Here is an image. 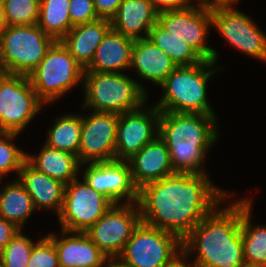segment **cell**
<instances>
[{
  "label": "cell",
  "mask_w": 266,
  "mask_h": 267,
  "mask_svg": "<svg viewBox=\"0 0 266 267\" xmlns=\"http://www.w3.org/2000/svg\"><path fill=\"white\" fill-rule=\"evenodd\" d=\"M160 114L154 104L145 102L134 111L118 115L115 160L127 161L158 136Z\"/></svg>",
  "instance_id": "obj_14"
},
{
  "label": "cell",
  "mask_w": 266,
  "mask_h": 267,
  "mask_svg": "<svg viewBox=\"0 0 266 267\" xmlns=\"http://www.w3.org/2000/svg\"><path fill=\"white\" fill-rule=\"evenodd\" d=\"M143 83L125 73L84 72L81 109L116 114L134 111L149 99Z\"/></svg>",
  "instance_id": "obj_5"
},
{
  "label": "cell",
  "mask_w": 266,
  "mask_h": 267,
  "mask_svg": "<svg viewBox=\"0 0 266 267\" xmlns=\"http://www.w3.org/2000/svg\"><path fill=\"white\" fill-rule=\"evenodd\" d=\"M218 122L214 115L161 111L158 135L169 150L175 173H209L206 155L220 138Z\"/></svg>",
  "instance_id": "obj_3"
},
{
  "label": "cell",
  "mask_w": 266,
  "mask_h": 267,
  "mask_svg": "<svg viewBox=\"0 0 266 267\" xmlns=\"http://www.w3.org/2000/svg\"><path fill=\"white\" fill-rule=\"evenodd\" d=\"M55 41L37 24L7 26L0 37V62L7 74L28 76Z\"/></svg>",
  "instance_id": "obj_7"
},
{
  "label": "cell",
  "mask_w": 266,
  "mask_h": 267,
  "mask_svg": "<svg viewBox=\"0 0 266 267\" xmlns=\"http://www.w3.org/2000/svg\"><path fill=\"white\" fill-rule=\"evenodd\" d=\"M110 28V20L99 18L89 23L75 25L60 41L76 61L86 69Z\"/></svg>",
  "instance_id": "obj_23"
},
{
  "label": "cell",
  "mask_w": 266,
  "mask_h": 267,
  "mask_svg": "<svg viewBox=\"0 0 266 267\" xmlns=\"http://www.w3.org/2000/svg\"><path fill=\"white\" fill-rule=\"evenodd\" d=\"M158 14L150 0H122L110 20L111 28L134 40L146 38L158 20Z\"/></svg>",
  "instance_id": "obj_22"
},
{
  "label": "cell",
  "mask_w": 266,
  "mask_h": 267,
  "mask_svg": "<svg viewBox=\"0 0 266 267\" xmlns=\"http://www.w3.org/2000/svg\"><path fill=\"white\" fill-rule=\"evenodd\" d=\"M134 39L110 28L84 72L124 73L130 71Z\"/></svg>",
  "instance_id": "obj_21"
},
{
  "label": "cell",
  "mask_w": 266,
  "mask_h": 267,
  "mask_svg": "<svg viewBox=\"0 0 266 267\" xmlns=\"http://www.w3.org/2000/svg\"><path fill=\"white\" fill-rule=\"evenodd\" d=\"M5 3V0H0V6H3Z\"/></svg>",
  "instance_id": "obj_45"
},
{
  "label": "cell",
  "mask_w": 266,
  "mask_h": 267,
  "mask_svg": "<svg viewBox=\"0 0 266 267\" xmlns=\"http://www.w3.org/2000/svg\"><path fill=\"white\" fill-rule=\"evenodd\" d=\"M223 70L225 67L211 60L192 66H177L159 86L163 94L154 105L165 112L216 116L207 96L208 82Z\"/></svg>",
  "instance_id": "obj_4"
},
{
  "label": "cell",
  "mask_w": 266,
  "mask_h": 267,
  "mask_svg": "<svg viewBox=\"0 0 266 267\" xmlns=\"http://www.w3.org/2000/svg\"><path fill=\"white\" fill-rule=\"evenodd\" d=\"M192 262H191V260ZM164 267H199L193 259L183 250L178 251Z\"/></svg>",
  "instance_id": "obj_38"
},
{
  "label": "cell",
  "mask_w": 266,
  "mask_h": 267,
  "mask_svg": "<svg viewBox=\"0 0 266 267\" xmlns=\"http://www.w3.org/2000/svg\"><path fill=\"white\" fill-rule=\"evenodd\" d=\"M133 184L141 186L173 175L170 153L159 135L127 160Z\"/></svg>",
  "instance_id": "obj_18"
},
{
  "label": "cell",
  "mask_w": 266,
  "mask_h": 267,
  "mask_svg": "<svg viewBox=\"0 0 266 267\" xmlns=\"http://www.w3.org/2000/svg\"><path fill=\"white\" fill-rule=\"evenodd\" d=\"M176 67L171 58L147 37L134 41L130 70H135L137 78L159 87Z\"/></svg>",
  "instance_id": "obj_20"
},
{
  "label": "cell",
  "mask_w": 266,
  "mask_h": 267,
  "mask_svg": "<svg viewBox=\"0 0 266 267\" xmlns=\"http://www.w3.org/2000/svg\"><path fill=\"white\" fill-rule=\"evenodd\" d=\"M252 196L241 197V235L244 261L266 267V225H254Z\"/></svg>",
  "instance_id": "obj_25"
},
{
  "label": "cell",
  "mask_w": 266,
  "mask_h": 267,
  "mask_svg": "<svg viewBox=\"0 0 266 267\" xmlns=\"http://www.w3.org/2000/svg\"><path fill=\"white\" fill-rule=\"evenodd\" d=\"M20 230L15 224L0 216V253Z\"/></svg>",
  "instance_id": "obj_36"
},
{
  "label": "cell",
  "mask_w": 266,
  "mask_h": 267,
  "mask_svg": "<svg viewBox=\"0 0 266 267\" xmlns=\"http://www.w3.org/2000/svg\"><path fill=\"white\" fill-rule=\"evenodd\" d=\"M191 5L203 6V0H187ZM194 2V3H193Z\"/></svg>",
  "instance_id": "obj_44"
},
{
  "label": "cell",
  "mask_w": 266,
  "mask_h": 267,
  "mask_svg": "<svg viewBox=\"0 0 266 267\" xmlns=\"http://www.w3.org/2000/svg\"><path fill=\"white\" fill-rule=\"evenodd\" d=\"M80 170V177L113 204L137 203L138 188L133 184L127 161L111 160L82 164Z\"/></svg>",
  "instance_id": "obj_16"
},
{
  "label": "cell",
  "mask_w": 266,
  "mask_h": 267,
  "mask_svg": "<svg viewBox=\"0 0 266 267\" xmlns=\"http://www.w3.org/2000/svg\"><path fill=\"white\" fill-rule=\"evenodd\" d=\"M20 230L0 253L2 267H28L34 244L37 242Z\"/></svg>",
  "instance_id": "obj_31"
},
{
  "label": "cell",
  "mask_w": 266,
  "mask_h": 267,
  "mask_svg": "<svg viewBox=\"0 0 266 267\" xmlns=\"http://www.w3.org/2000/svg\"><path fill=\"white\" fill-rule=\"evenodd\" d=\"M44 105L27 75L6 74L0 81V132L22 135Z\"/></svg>",
  "instance_id": "obj_9"
},
{
  "label": "cell",
  "mask_w": 266,
  "mask_h": 267,
  "mask_svg": "<svg viewBox=\"0 0 266 267\" xmlns=\"http://www.w3.org/2000/svg\"><path fill=\"white\" fill-rule=\"evenodd\" d=\"M241 0H203V6L214 7V6H226V5H237Z\"/></svg>",
  "instance_id": "obj_39"
},
{
  "label": "cell",
  "mask_w": 266,
  "mask_h": 267,
  "mask_svg": "<svg viewBox=\"0 0 266 267\" xmlns=\"http://www.w3.org/2000/svg\"><path fill=\"white\" fill-rule=\"evenodd\" d=\"M147 38L165 52L177 66H192L204 61L193 48L181 39L171 36L157 22L150 29Z\"/></svg>",
  "instance_id": "obj_29"
},
{
  "label": "cell",
  "mask_w": 266,
  "mask_h": 267,
  "mask_svg": "<svg viewBox=\"0 0 266 267\" xmlns=\"http://www.w3.org/2000/svg\"><path fill=\"white\" fill-rule=\"evenodd\" d=\"M28 267H60L54 243L47 235L34 244Z\"/></svg>",
  "instance_id": "obj_33"
},
{
  "label": "cell",
  "mask_w": 266,
  "mask_h": 267,
  "mask_svg": "<svg viewBox=\"0 0 266 267\" xmlns=\"http://www.w3.org/2000/svg\"><path fill=\"white\" fill-rule=\"evenodd\" d=\"M181 249L177 235L141 221L119 258L129 267H164Z\"/></svg>",
  "instance_id": "obj_10"
},
{
  "label": "cell",
  "mask_w": 266,
  "mask_h": 267,
  "mask_svg": "<svg viewBox=\"0 0 266 267\" xmlns=\"http://www.w3.org/2000/svg\"><path fill=\"white\" fill-rule=\"evenodd\" d=\"M118 115L95 111L82 114V131L78 154L81 165L115 160Z\"/></svg>",
  "instance_id": "obj_15"
},
{
  "label": "cell",
  "mask_w": 266,
  "mask_h": 267,
  "mask_svg": "<svg viewBox=\"0 0 266 267\" xmlns=\"http://www.w3.org/2000/svg\"><path fill=\"white\" fill-rule=\"evenodd\" d=\"M31 196L36 210L52 211L59 215L65 184L38 171L27 160L16 177Z\"/></svg>",
  "instance_id": "obj_19"
},
{
  "label": "cell",
  "mask_w": 266,
  "mask_h": 267,
  "mask_svg": "<svg viewBox=\"0 0 266 267\" xmlns=\"http://www.w3.org/2000/svg\"><path fill=\"white\" fill-rule=\"evenodd\" d=\"M26 160L38 171L67 185L80 175L78 156L43 143L38 153H27Z\"/></svg>",
  "instance_id": "obj_24"
},
{
  "label": "cell",
  "mask_w": 266,
  "mask_h": 267,
  "mask_svg": "<svg viewBox=\"0 0 266 267\" xmlns=\"http://www.w3.org/2000/svg\"><path fill=\"white\" fill-rule=\"evenodd\" d=\"M7 26L37 24L40 0H5L3 5Z\"/></svg>",
  "instance_id": "obj_32"
},
{
  "label": "cell",
  "mask_w": 266,
  "mask_h": 267,
  "mask_svg": "<svg viewBox=\"0 0 266 267\" xmlns=\"http://www.w3.org/2000/svg\"><path fill=\"white\" fill-rule=\"evenodd\" d=\"M237 5L211 7L212 27L217 34L245 56L266 63V33Z\"/></svg>",
  "instance_id": "obj_8"
},
{
  "label": "cell",
  "mask_w": 266,
  "mask_h": 267,
  "mask_svg": "<svg viewBox=\"0 0 266 267\" xmlns=\"http://www.w3.org/2000/svg\"><path fill=\"white\" fill-rule=\"evenodd\" d=\"M60 231L46 234L54 243L60 267H101L108 258L85 232Z\"/></svg>",
  "instance_id": "obj_17"
},
{
  "label": "cell",
  "mask_w": 266,
  "mask_h": 267,
  "mask_svg": "<svg viewBox=\"0 0 266 267\" xmlns=\"http://www.w3.org/2000/svg\"><path fill=\"white\" fill-rule=\"evenodd\" d=\"M47 130L44 144L47 146L67 151L76 156L79 154L81 131H82V114L67 113L58 115Z\"/></svg>",
  "instance_id": "obj_27"
},
{
  "label": "cell",
  "mask_w": 266,
  "mask_h": 267,
  "mask_svg": "<svg viewBox=\"0 0 266 267\" xmlns=\"http://www.w3.org/2000/svg\"><path fill=\"white\" fill-rule=\"evenodd\" d=\"M112 205L105 195L90 187L79 176L65 185L57 222L62 230L86 232Z\"/></svg>",
  "instance_id": "obj_11"
},
{
  "label": "cell",
  "mask_w": 266,
  "mask_h": 267,
  "mask_svg": "<svg viewBox=\"0 0 266 267\" xmlns=\"http://www.w3.org/2000/svg\"><path fill=\"white\" fill-rule=\"evenodd\" d=\"M18 136L19 133L0 132V180H4L10 173L18 176L26 161V151L15 143Z\"/></svg>",
  "instance_id": "obj_30"
},
{
  "label": "cell",
  "mask_w": 266,
  "mask_h": 267,
  "mask_svg": "<svg viewBox=\"0 0 266 267\" xmlns=\"http://www.w3.org/2000/svg\"><path fill=\"white\" fill-rule=\"evenodd\" d=\"M140 222L137 203H117L85 233L106 257H119Z\"/></svg>",
  "instance_id": "obj_13"
},
{
  "label": "cell",
  "mask_w": 266,
  "mask_h": 267,
  "mask_svg": "<svg viewBox=\"0 0 266 267\" xmlns=\"http://www.w3.org/2000/svg\"><path fill=\"white\" fill-rule=\"evenodd\" d=\"M69 8L70 20L74 26L99 19L93 0H69Z\"/></svg>",
  "instance_id": "obj_34"
},
{
  "label": "cell",
  "mask_w": 266,
  "mask_h": 267,
  "mask_svg": "<svg viewBox=\"0 0 266 267\" xmlns=\"http://www.w3.org/2000/svg\"><path fill=\"white\" fill-rule=\"evenodd\" d=\"M84 71L62 42L55 41L28 77L37 97L46 106L58 102L80 84L83 88Z\"/></svg>",
  "instance_id": "obj_6"
},
{
  "label": "cell",
  "mask_w": 266,
  "mask_h": 267,
  "mask_svg": "<svg viewBox=\"0 0 266 267\" xmlns=\"http://www.w3.org/2000/svg\"><path fill=\"white\" fill-rule=\"evenodd\" d=\"M160 13L163 11L183 10L191 6L187 0H150Z\"/></svg>",
  "instance_id": "obj_37"
},
{
  "label": "cell",
  "mask_w": 266,
  "mask_h": 267,
  "mask_svg": "<svg viewBox=\"0 0 266 267\" xmlns=\"http://www.w3.org/2000/svg\"><path fill=\"white\" fill-rule=\"evenodd\" d=\"M6 28H7V24L5 21L3 6H0V37L3 34V32L6 30Z\"/></svg>",
  "instance_id": "obj_41"
},
{
  "label": "cell",
  "mask_w": 266,
  "mask_h": 267,
  "mask_svg": "<svg viewBox=\"0 0 266 267\" xmlns=\"http://www.w3.org/2000/svg\"><path fill=\"white\" fill-rule=\"evenodd\" d=\"M236 267H260V266L254 265L247 261H243L241 264L237 265Z\"/></svg>",
  "instance_id": "obj_42"
},
{
  "label": "cell",
  "mask_w": 266,
  "mask_h": 267,
  "mask_svg": "<svg viewBox=\"0 0 266 267\" xmlns=\"http://www.w3.org/2000/svg\"><path fill=\"white\" fill-rule=\"evenodd\" d=\"M69 10V0H40L37 25L56 41H60L74 27Z\"/></svg>",
  "instance_id": "obj_28"
},
{
  "label": "cell",
  "mask_w": 266,
  "mask_h": 267,
  "mask_svg": "<svg viewBox=\"0 0 266 267\" xmlns=\"http://www.w3.org/2000/svg\"><path fill=\"white\" fill-rule=\"evenodd\" d=\"M36 211L33 200L17 178L0 187V216L23 230ZM25 225V226H24Z\"/></svg>",
  "instance_id": "obj_26"
},
{
  "label": "cell",
  "mask_w": 266,
  "mask_h": 267,
  "mask_svg": "<svg viewBox=\"0 0 266 267\" xmlns=\"http://www.w3.org/2000/svg\"><path fill=\"white\" fill-rule=\"evenodd\" d=\"M208 174L174 173L141 186V221L183 240L232 193L215 185Z\"/></svg>",
  "instance_id": "obj_1"
},
{
  "label": "cell",
  "mask_w": 266,
  "mask_h": 267,
  "mask_svg": "<svg viewBox=\"0 0 266 267\" xmlns=\"http://www.w3.org/2000/svg\"><path fill=\"white\" fill-rule=\"evenodd\" d=\"M7 74L3 64L0 62V81L4 78V76Z\"/></svg>",
  "instance_id": "obj_43"
},
{
  "label": "cell",
  "mask_w": 266,
  "mask_h": 267,
  "mask_svg": "<svg viewBox=\"0 0 266 267\" xmlns=\"http://www.w3.org/2000/svg\"><path fill=\"white\" fill-rule=\"evenodd\" d=\"M98 18L111 20L122 0H93Z\"/></svg>",
  "instance_id": "obj_35"
},
{
  "label": "cell",
  "mask_w": 266,
  "mask_h": 267,
  "mask_svg": "<svg viewBox=\"0 0 266 267\" xmlns=\"http://www.w3.org/2000/svg\"><path fill=\"white\" fill-rule=\"evenodd\" d=\"M101 267H129L119 257L107 258Z\"/></svg>",
  "instance_id": "obj_40"
},
{
  "label": "cell",
  "mask_w": 266,
  "mask_h": 267,
  "mask_svg": "<svg viewBox=\"0 0 266 267\" xmlns=\"http://www.w3.org/2000/svg\"><path fill=\"white\" fill-rule=\"evenodd\" d=\"M233 193L182 240V249L192 258L196 255L193 261L199 267H236L244 261L241 197L235 199Z\"/></svg>",
  "instance_id": "obj_2"
},
{
  "label": "cell",
  "mask_w": 266,
  "mask_h": 267,
  "mask_svg": "<svg viewBox=\"0 0 266 267\" xmlns=\"http://www.w3.org/2000/svg\"><path fill=\"white\" fill-rule=\"evenodd\" d=\"M157 23L171 36L181 39L204 60L218 63V51L208 44L212 28L211 7L191 5L183 10L163 11Z\"/></svg>",
  "instance_id": "obj_12"
}]
</instances>
